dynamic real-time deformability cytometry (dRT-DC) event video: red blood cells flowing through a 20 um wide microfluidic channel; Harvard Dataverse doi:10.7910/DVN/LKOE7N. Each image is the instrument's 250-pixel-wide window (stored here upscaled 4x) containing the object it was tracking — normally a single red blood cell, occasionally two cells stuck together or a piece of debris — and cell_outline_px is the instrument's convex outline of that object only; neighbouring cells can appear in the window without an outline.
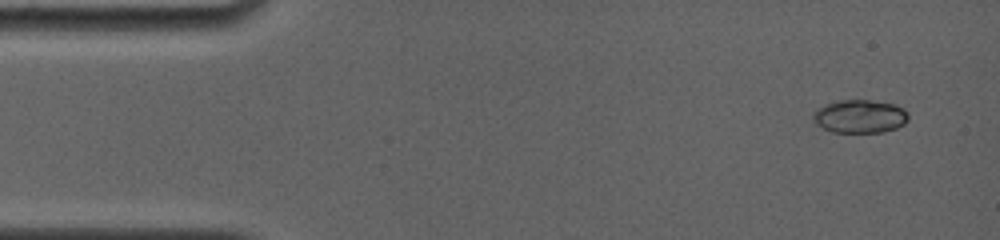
{"species": "common noctule bat (a hibernating species)", "species_latin": "Nyctalus noctula", "temperature_condition": "room temperature", "stored_images_in_passage": 21, "camera_frame_rate_fps": 4000, "um_per_image_px": 0.085, "animal": {"sex": "female", "body_mass_g": 19.0, "forearm_length_mm": 56.7}, "frame": {"image": 1, "passage_image": 1, "time_ms": 0.0, "image_size_px": [1000, 240], "cell_outline_px": [[908, 120], [904, 124], [896, 128], [880, 132], [832, 132], [816, 124], [812, 116], [816, 108], [824, 104], [836, 100], [868, 100], [896, 104], [904, 108], [908, 112]], "centroid_in_image_um": [73.09, 9.88], "position_along_channel_um": 11.9, "area_um2": 18.61}}
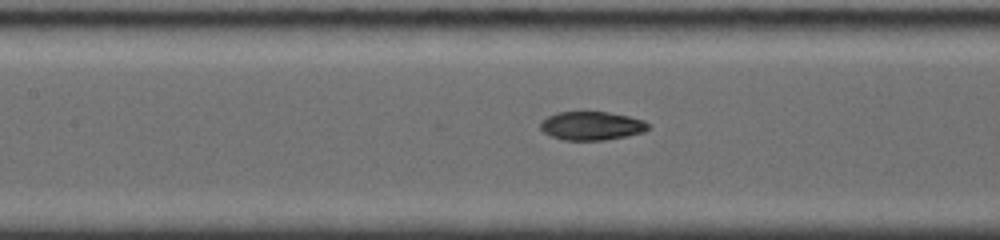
{"frame": {"image": 2, "passage_image": 14, "time_ms": 6.5, "image_size_px": [1000, 240], "cell_outline_px": [[648, 128], [644, 132], [628, 136], [604, 140], [564, 140], [552, 136], [544, 132], [540, 128], [540, 120], [556, 112], [608, 112], [628, 116], [644, 120], [648, 124]], "centroid_in_image_um": [50.27, 10.69], "position_along_channel_um": 157.1, "area_um2": 17.98}}
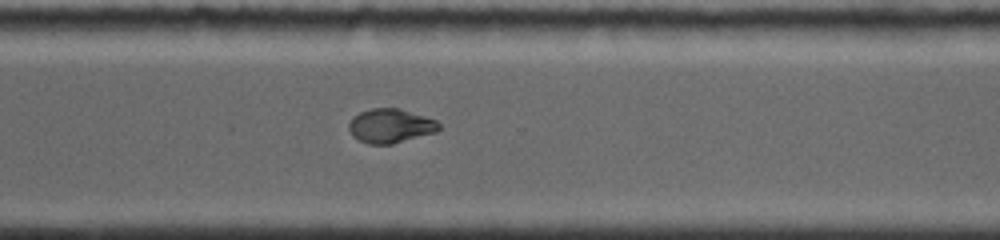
{"frame": {"image": 3, "passage_image": 21, "time_ms": 11.25, "image_size_px": [1000, 240], "cell_outline_px": [[440, 128], [436, 132], [392, 144], [368, 144], [352, 136], [348, 128], [348, 124], [352, 116], [360, 112], [372, 108], [396, 108], [436, 120], [440, 124]], "centroid_in_image_um": [33.15, 10.7], "position_along_channel_um": 337.5, "area_um2": 17.8}}